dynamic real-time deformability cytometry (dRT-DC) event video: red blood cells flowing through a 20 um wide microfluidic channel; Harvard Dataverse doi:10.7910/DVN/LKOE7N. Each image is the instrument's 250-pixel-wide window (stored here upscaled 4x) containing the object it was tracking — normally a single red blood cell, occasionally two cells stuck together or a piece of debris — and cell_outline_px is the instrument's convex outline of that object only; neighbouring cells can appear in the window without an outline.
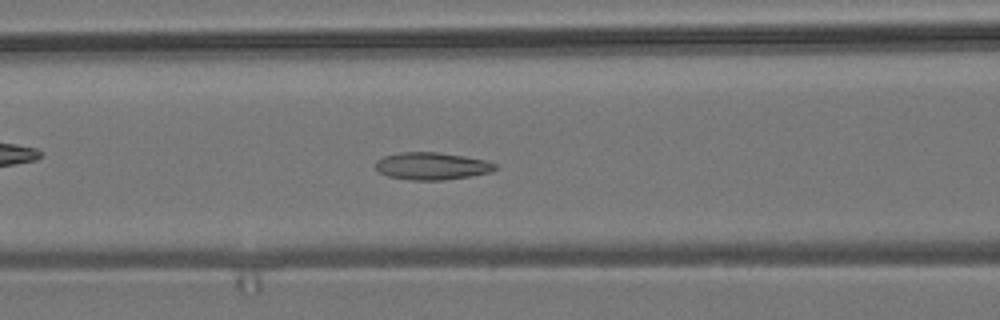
{"species": "common noctule bat (a hibernating species)", "species_latin": "Nyctalus noctula", "temperature_condition": "room temperature", "stored_images_in_passage": 56, "camera_frame_rate_fps": 3000, "um_per_image_px": 0.085, "animal": {"sex": "male", "body_mass_g": 19.2, "forearm_length_mm": 51.8}, "frame": {"image": 1, "passage_image": 22, "time_ms": 7.0, "image_size_px": [1000, 320], "cell_outline_px": [[500, 168], [492, 172], [444, 180], [412, 180], [388, 176], [380, 172], [376, 168], [376, 160], [384, 156], [400, 152], [436, 152], [464, 156], [484, 160], [496, 164]], "centroid_in_image_um": [36.73, 14.11], "position_along_channel_um": 129.9, "area_um2": 19.02}}
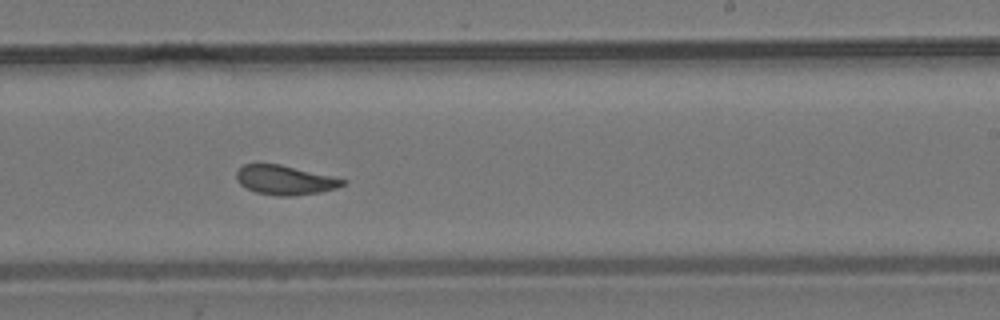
{"frame": {"image": 2, "passage_image": 33, "time_ms": 10.667, "image_size_px": [1000, 320], "cell_outline_px": [[348, 180], [344, 184], [336, 188], [320, 192], [292, 196], [276, 196], [256, 192], [240, 184], [236, 180], [236, 172], [244, 164], [280, 164], [332, 176]], "centroid_in_image_um": [24.22, 15.31], "position_along_channel_um": 264.8, "area_um2": 18.09}}
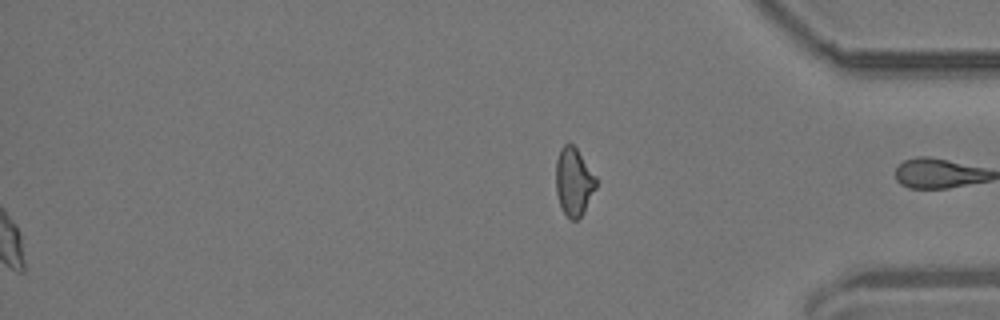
{"frame": {"image": 3, "passage_image": 56, "time_ms": 18.333, "image_size_px": [1000, 320], "cell_outline_px": [[596, 188], [584, 212], [576, 220], [572, 220], [564, 212], [560, 204], [556, 192], [556, 160], [560, 148], [564, 144], [572, 144], [576, 148], [596, 176]], "centroid_in_image_um": [48.77, 15.43], "position_along_channel_um": 386.4, "area_um2": 15.78}, "authors_computed_cell_mechanics": {"area_um2": 18.8139, "velocity_mm_per_s": 3.6854, "shape_relaxation_time_tau1_ms": 10.8753, "shape_relaxation_time_tau2_ms": 2.1933, "deformation_change_tau1": 0.1836, "deformation_change_tau2": 0.0971}}